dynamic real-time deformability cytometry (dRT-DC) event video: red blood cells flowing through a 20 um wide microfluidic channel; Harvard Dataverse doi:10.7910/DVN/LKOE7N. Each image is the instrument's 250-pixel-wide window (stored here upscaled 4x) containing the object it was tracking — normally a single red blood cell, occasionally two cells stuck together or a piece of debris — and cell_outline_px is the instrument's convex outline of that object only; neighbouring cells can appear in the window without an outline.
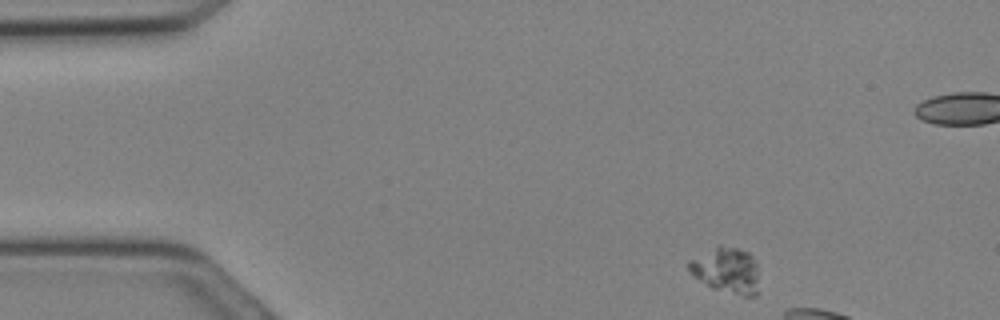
{"species": "Egyptian fruit bat (a non-hibernating species)", "species_latin": "Rousettus aegyptiacus", "temperature_condition": "cold", "stored_images_in_passage": 5, "camera_frame_rate_fps": 3000, "um_per_image_px": 0.085, "animal": {"sex": "female"}, "frame": {"image": 1, "passage_image": 1, "time_ms": 0.0, "image_size_px": [1000, 320], "cell_outline_px": [[756, 296], [744, 296], [712, 288], [692, 276], [688, 268], [688, 260], [720, 244], [736, 248], [748, 252], [756, 260]], "centroid_in_image_um": [61.71, 22.95], "position_along_channel_um": 23.3, "area_um2": 18.61}}